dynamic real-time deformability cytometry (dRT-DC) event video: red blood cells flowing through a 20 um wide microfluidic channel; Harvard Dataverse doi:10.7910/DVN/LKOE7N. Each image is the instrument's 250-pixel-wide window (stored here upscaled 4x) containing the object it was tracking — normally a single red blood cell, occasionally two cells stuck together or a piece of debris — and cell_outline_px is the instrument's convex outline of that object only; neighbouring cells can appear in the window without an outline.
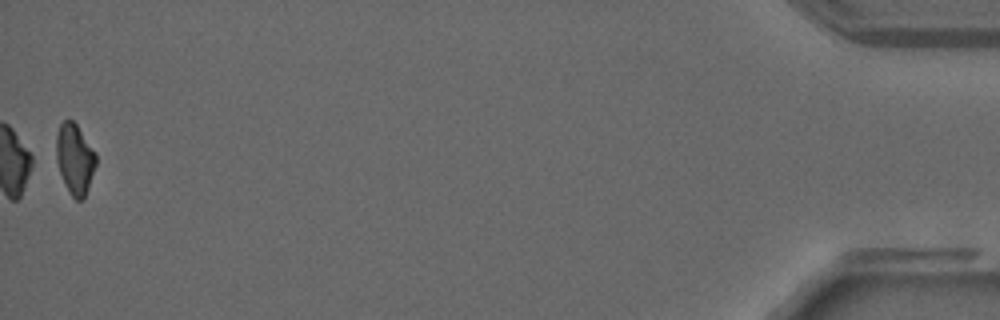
{"species": "common noctule bat (a hibernating species)", "species_latin": "Nyctalus noctula", "temperature_condition": "warm", "stored_images_in_passage": 36, "segment_of_instrument_passage": [2, 2], "camera_frame_rate_fps": 3000, "um_per_image_px": 0.085, "animal": {"sex": "male", "forearm_length_mm": 52.5}, "frame": {"image": 1, "passage_image": 36, "time_ms": 11.667, "image_size_px": [1000, 320], "cell_outline_px": [[96, 164], [84, 200], [76, 200], [72, 196], [60, 172], [56, 160], [56, 136], [60, 124], [64, 120], [72, 120], [76, 124], [96, 152]], "centroid_in_image_um": [6.37, 13.49], "position_along_channel_um": 428.8, "area_um2": 16.13}}